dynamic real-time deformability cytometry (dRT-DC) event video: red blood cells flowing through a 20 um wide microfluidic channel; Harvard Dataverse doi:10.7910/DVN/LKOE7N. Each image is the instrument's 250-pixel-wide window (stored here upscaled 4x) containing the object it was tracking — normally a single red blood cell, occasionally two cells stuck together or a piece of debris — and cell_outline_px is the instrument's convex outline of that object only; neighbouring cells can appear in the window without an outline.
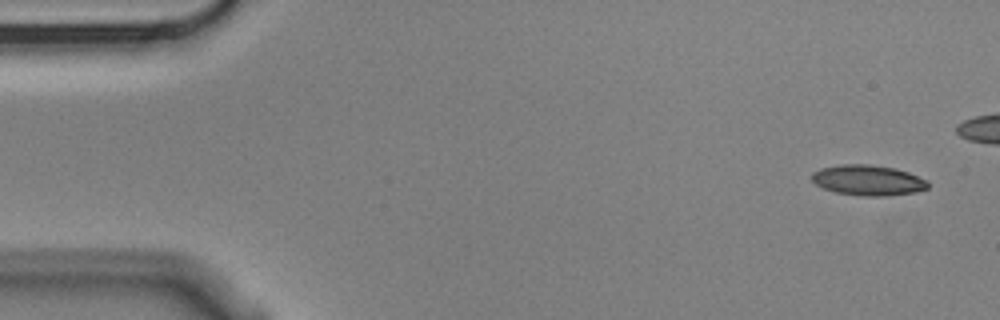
{"species": "Egyptian fruit bat (a non-hibernating species)", "species_latin": "Rousettus aegyptiacus", "temperature_condition": "cold", "stored_images_in_passage": 17, "camera_frame_rate_fps": 3000, "um_per_image_px": 0.085, "animal": {"sex": "male"}, "frame": {"image": 1, "passage_image": 1, "time_ms": 0.0, "image_size_px": [1000, 320], "cell_outline_px": [[928, 188], [916, 192], [888, 196], [864, 196], [836, 192], [824, 188], [816, 184], [812, 180], [812, 172], [820, 168], [840, 164], [868, 164], [896, 168], [908, 172], [928, 180]], "centroid_in_image_um": [73.8, 15.31], "position_along_channel_um": 11.2, "area_um2": 20.69}}
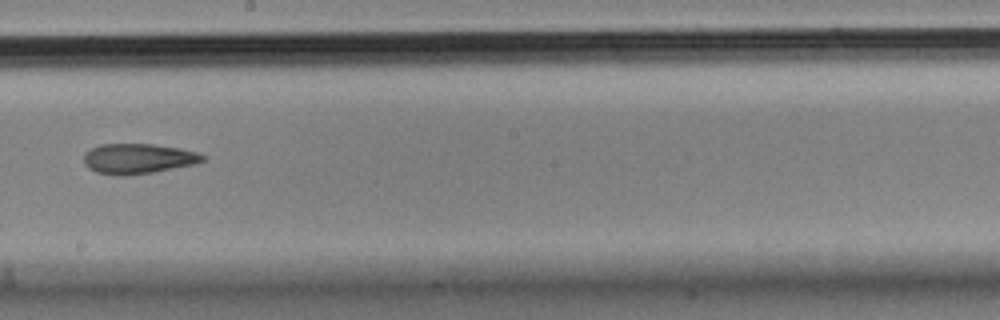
{"frame": {"image": 2, "passage_image": 10, "time_ms": 3.0, "image_size_px": [1000, 320], "cell_outline_px": [[204, 160], [196, 164], [152, 172], [124, 176], [116, 176], [96, 172], [88, 168], [84, 164], [84, 152], [100, 144], [152, 144], [180, 148], [196, 152], [204, 156]], "centroid_in_image_um": [11.7, 13.49], "position_along_channel_um": 236.5, "area_um2": 20.92}}
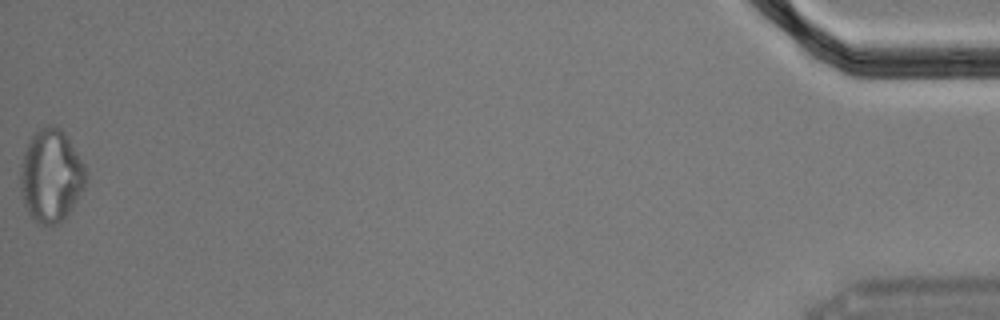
{"frame": {"image": 3, "passage_image": 17, "time_ms": 5.333, "image_size_px": [1000, 320], "cell_outline_px": [[84, 188], [64, 220], [60, 224], [36, 224], [28, 212], [24, 204], [20, 188], [20, 172], [24, 152], [32, 136], [36, 132], [48, 124], [60, 128], [64, 132], [84, 164]], "centroid_in_image_um": [4.31, 14.97], "position_along_channel_um": 430.9, "area_um2": 34.97}}